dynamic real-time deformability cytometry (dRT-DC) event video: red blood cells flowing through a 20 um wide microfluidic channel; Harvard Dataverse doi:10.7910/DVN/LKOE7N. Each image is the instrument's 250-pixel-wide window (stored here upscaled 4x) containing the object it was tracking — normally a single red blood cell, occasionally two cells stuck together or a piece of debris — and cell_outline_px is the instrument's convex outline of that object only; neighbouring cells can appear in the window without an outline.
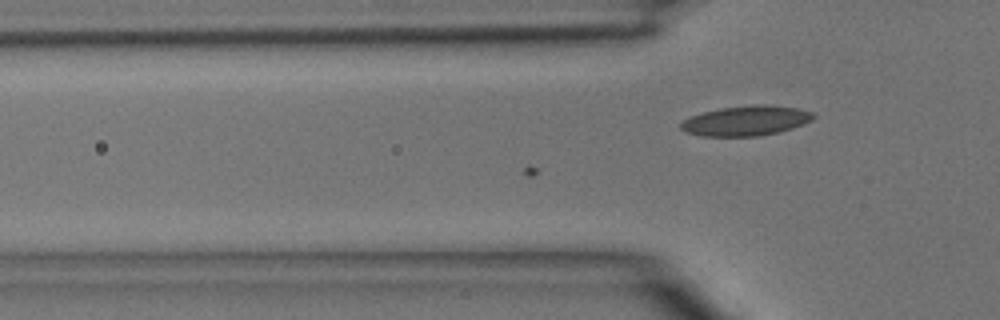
{"species": "common noctule bat (a hibernating species)", "species_latin": "Nyctalus noctula", "temperature_condition": "room temperature", "stored_images_in_passage": 16, "camera_frame_rate_fps": 3000, "um_per_image_px": 0.085, "animal": {"sex": "male", "body_mass_g": 15.6}, "frame": {"image": 1, "passage_image": 16, "time_ms": 5.0, "image_size_px": [1000, 320], "cell_outline_px": [[816, 116], [812, 120], [804, 124], [780, 132], [760, 136], [700, 136], [684, 132], [680, 128], [680, 124], [684, 120], [692, 116], [704, 112], [720, 108], [756, 104], [764, 104], [796, 108], [812, 112]], "centroid_in_image_um": [63.42, 10.27], "position_along_channel_um": 62.4, "area_um2": 23.18}}